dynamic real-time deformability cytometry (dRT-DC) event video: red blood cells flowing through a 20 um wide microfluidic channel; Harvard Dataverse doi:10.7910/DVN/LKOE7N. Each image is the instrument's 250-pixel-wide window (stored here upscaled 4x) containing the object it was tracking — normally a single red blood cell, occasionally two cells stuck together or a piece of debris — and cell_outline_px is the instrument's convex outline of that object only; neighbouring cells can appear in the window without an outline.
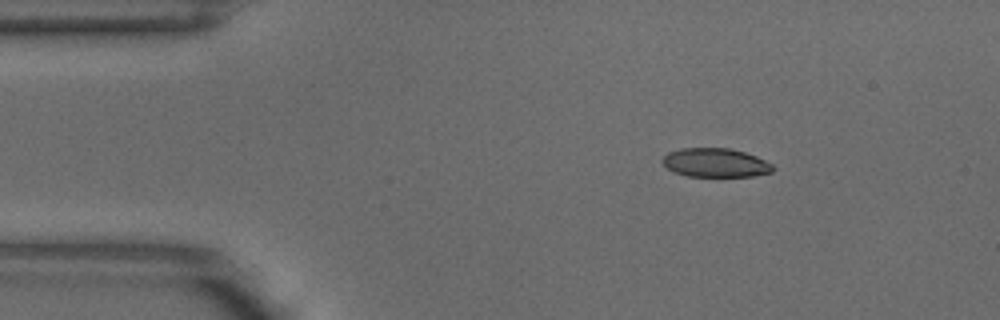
{"species": "common noctule bat (a hibernating species)", "species_latin": "Nyctalus noctula", "temperature_condition": "warm", "stored_images_in_passage": 2, "camera_frame_rate_fps": 3000, "um_per_image_px": 0.085, "animal": {"sex": "male", "body_mass_g": 18.8}, "frame": {"image": 1, "passage_image": 1, "time_ms": 0.0, "image_size_px": [1000, 320], "cell_outline_px": [[776, 168], [772, 172], [752, 176], [688, 176], [676, 172], [668, 168], [664, 164], [664, 156], [668, 152], [680, 148], [728, 148], [744, 152], [756, 156], [772, 164]], "centroid_in_image_um": [60.85, 13.83], "position_along_channel_um": 24.2, "area_um2": 18.38}}